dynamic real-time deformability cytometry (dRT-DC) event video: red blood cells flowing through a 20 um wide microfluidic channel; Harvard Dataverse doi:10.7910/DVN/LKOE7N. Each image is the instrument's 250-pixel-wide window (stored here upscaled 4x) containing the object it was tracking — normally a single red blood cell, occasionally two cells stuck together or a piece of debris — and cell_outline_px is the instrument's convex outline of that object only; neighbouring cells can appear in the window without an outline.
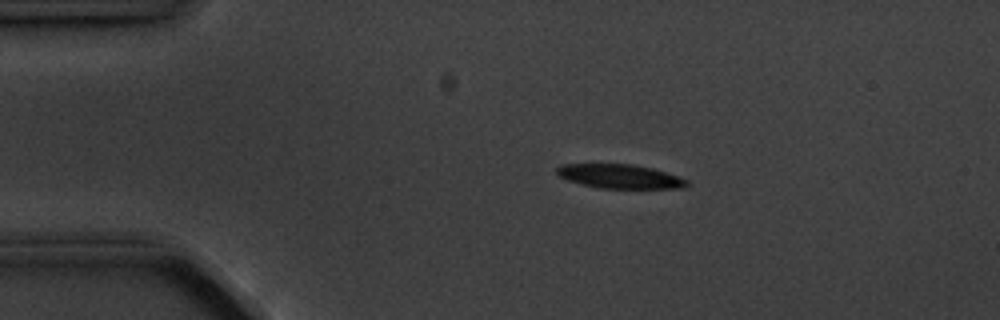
{"species": "common noctule bat (a hibernating species)", "species_latin": "Nyctalus noctula", "temperature_condition": "cold", "stored_images_in_passage": 3, "camera_frame_rate_fps": 3000, "um_per_image_px": 0.085, "animal": {"sex": "male", "body_mass_g": 20.1, "forearm_length_mm": 53.5}, "frame": {"image": 1, "passage_image": 2, "time_ms": 1.333, "image_size_px": [1000, 320], "cell_outline_px": [[692, 184], [684, 188], [596, 188], [580, 184], [556, 176], [556, 168], [564, 164], [632, 164], [652, 168], [688, 180]], "centroid_in_image_um": [52.67, 15.0], "position_along_channel_um": 32.3, "area_um2": 18.32}}